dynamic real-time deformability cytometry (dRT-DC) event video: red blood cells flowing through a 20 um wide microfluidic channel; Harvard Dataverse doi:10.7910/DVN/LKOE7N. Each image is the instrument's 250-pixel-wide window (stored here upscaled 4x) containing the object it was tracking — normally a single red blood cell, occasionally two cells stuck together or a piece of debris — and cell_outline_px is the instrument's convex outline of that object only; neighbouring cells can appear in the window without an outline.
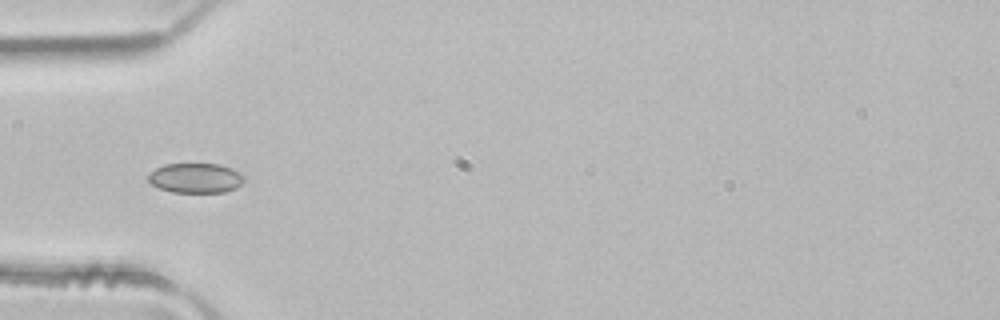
{"species": "common noctule bat (a hibernating species)", "species_latin": "Nyctalus noctula", "temperature_condition": "room temperature", "stored_images_in_passage": 5, "camera_frame_rate_fps": 3000, "um_per_image_px": 0.085, "animal": {"sex": "male", "body_mass_g": 21.5, "forearm_length_mm": 52.0}, "frame": {"image": 1, "passage_image": 4, "time_ms": 1.0, "image_size_px": [1000, 320], "cell_outline_px": [[244, 180], [236, 188], [224, 192], [172, 192], [160, 188], [152, 184], [148, 180], [148, 176], [156, 168], [164, 164], [220, 164], [232, 168], [240, 172], [244, 176]], "centroid_in_image_um": [16.65, 15.13], "position_along_channel_um": 68.3, "area_um2": 16.59}}
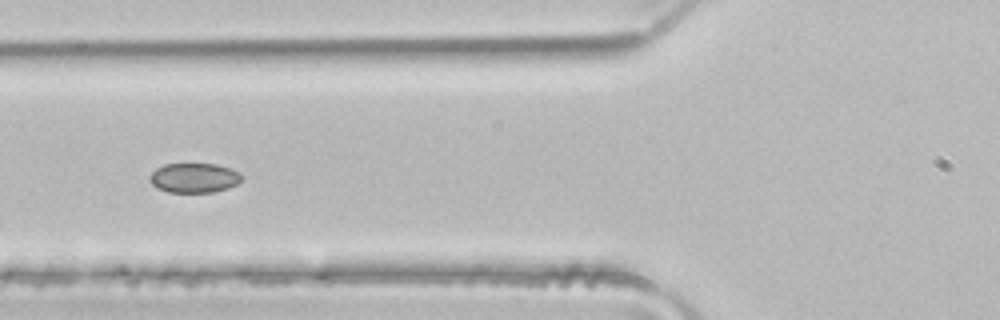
{"frame": {"image": 2, "passage_image": 5, "time_ms": 1.333, "image_size_px": [1000, 320], "cell_outline_px": [[244, 176], [236, 184], [228, 188], [212, 192], [168, 192], [156, 188], [148, 180], [148, 176], [156, 168], [164, 164], [216, 164], [240, 172]], "centroid_in_image_um": [16.47, 15.12], "position_along_channel_um": 109.3, "area_um2": 15.95}}